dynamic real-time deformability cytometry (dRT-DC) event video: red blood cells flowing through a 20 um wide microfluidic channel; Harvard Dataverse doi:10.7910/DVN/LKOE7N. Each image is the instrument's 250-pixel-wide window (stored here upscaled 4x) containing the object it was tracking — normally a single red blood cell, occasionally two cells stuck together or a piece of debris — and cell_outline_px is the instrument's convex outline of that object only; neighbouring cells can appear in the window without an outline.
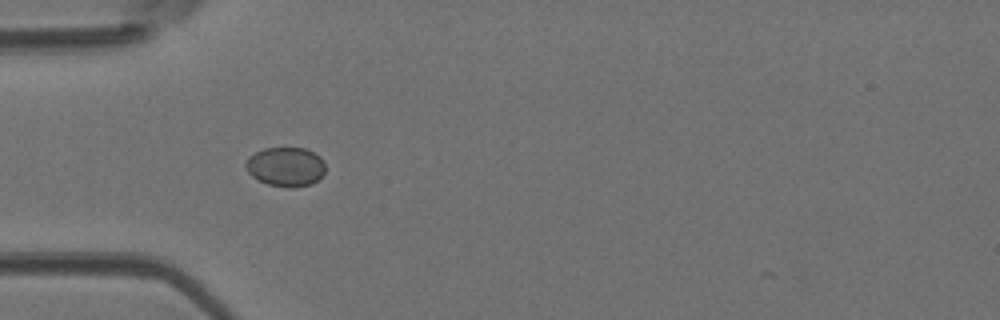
{"species": "Egyptian fruit bat (a non-hibernating species)", "species_latin": "Rousettus aegyptiacus", "temperature_condition": "room temperature", "stored_images_in_passage": 29, "camera_frame_rate_fps": 3000, "um_per_image_px": 0.085, "animal": {"sex": "female"}, "frame": {"image": 1, "passage_image": 1, "time_ms": 0.0, "image_size_px": [1000, 320], "cell_outline_px": [[324, 172], [312, 184], [292, 188], [288, 188], [268, 184], [252, 176], [244, 168], [244, 164], [248, 156], [264, 148], [304, 148], [320, 156], [324, 160]], "centroid_in_image_um": [24.26, 14.17], "position_along_channel_um": 60.7, "area_um2": 18.26}}
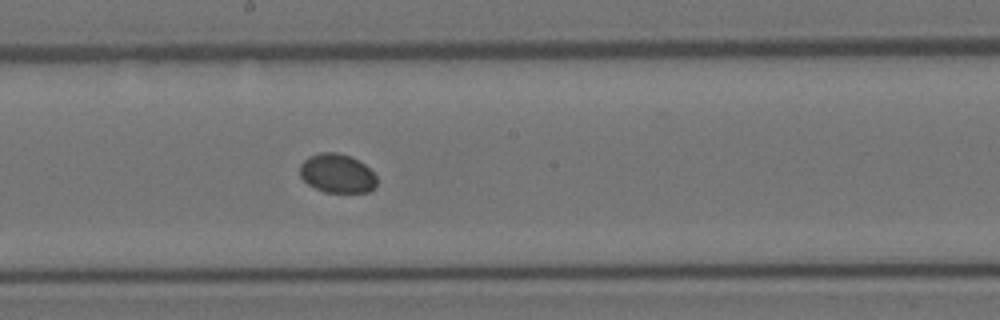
{"frame": {"image": 2, "passage_image": 12, "time_ms": 3.667, "image_size_px": [1000, 320], "cell_outline_px": [[376, 188], [368, 192], [324, 192], [308, 184], [300, 176], [300, 164], [308, 156], [320, 152], [336, 152], [348, 156], [364, 164], [376, 176]], "centroid_in_image_um": [28.64, 14.74], "position_along_channel_um": 219.6, "area_um2": 17.4}}
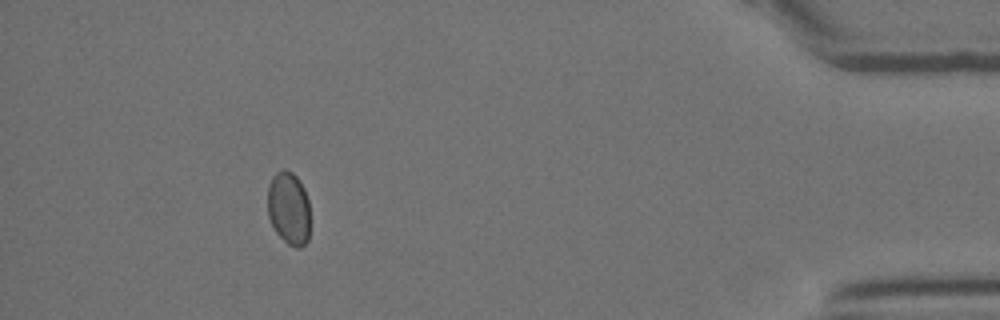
{"frame": {"image": 3, "passage_image": 29, "time_ms": 9.333, "image_size_px": [1000, 320], "cell_outline_px": [[308, 240], [300, 248], [296, 248], [288, 244], [276, 232], [268, 216], [268, 188], [272, 176], [276, 172], [284, 168], [292, 172], [300, 180], [304, 188], [308, 200]], "centroid_in_image_um": [24.53, 17.67], "position_along_channel_um": 410.7, "area_um2": 18.03}}